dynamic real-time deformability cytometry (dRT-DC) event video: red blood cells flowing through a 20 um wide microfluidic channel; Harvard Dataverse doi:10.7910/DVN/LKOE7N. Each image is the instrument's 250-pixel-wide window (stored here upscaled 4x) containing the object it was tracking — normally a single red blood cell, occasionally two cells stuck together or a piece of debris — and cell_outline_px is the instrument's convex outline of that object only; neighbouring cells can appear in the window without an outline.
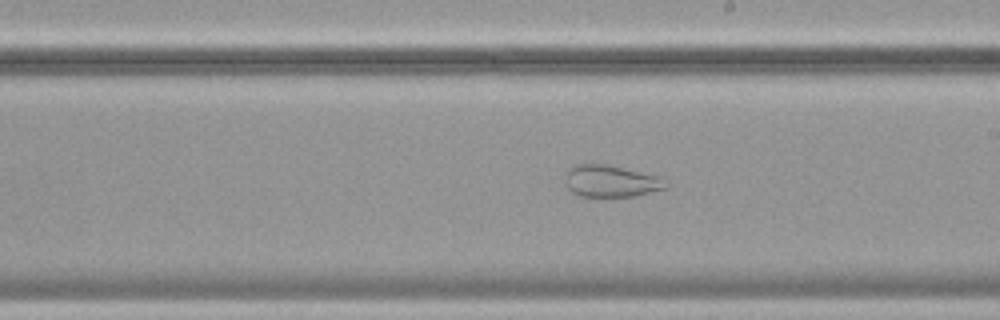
{"species": "common noctule bat (a hibernating species)", "species_latin": "Nyctalus noctula", "temperature_condition": "cold", "stored_images_in_passage": 56, "camera_frame_rate_fps": 3000, "um_per_image_px": 0.085, "animal": {"sex": "female", "body_mass_g": 19.9}, "frame": {"image": 1, "passage_image": 32, "time_ms": 10.333, "image_size_px": [1000, 320], "cell_outline_px": [[668, 188], [636, 196], [580, 196], [572, 192], [568, 188], [568, 168], [572, 164], [608, 164], [660, 176], [668, 184]], "centroid_in_image_um": [51.99, 15.39], "position_along_channel_um": 237.0, "area_um2": 18.67}}
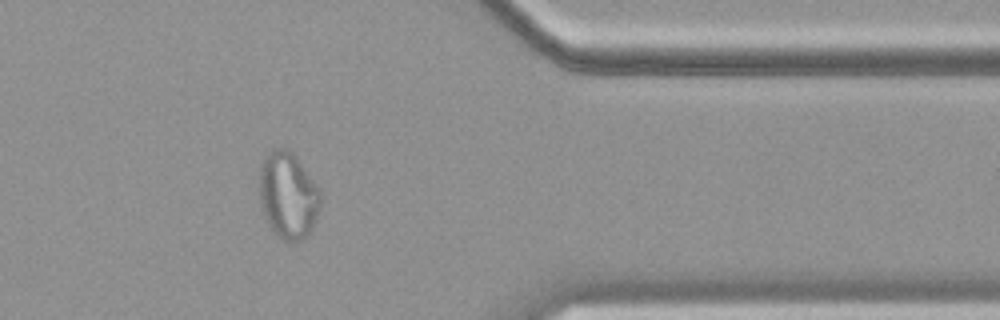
{"frame": {"image": 2, "passage_image": 46, "time_ms": 15.0, "image_size_px": [1000, 320], "cell_outline_px": [[320, 204], [316, 220], [308, 236], [304, 240], [292, 244], [284, 240], [268, 224], [264, 216], [260, 204], [260, 164], [264, 156], [268, 152], [276, 148], [284, 148], [292, 152], [296, 156], [320, 188]], "centroid_in_image_um": [24.5, 16.62], "position_along_channel_um": 386.9, "area_um2": 31.15}}
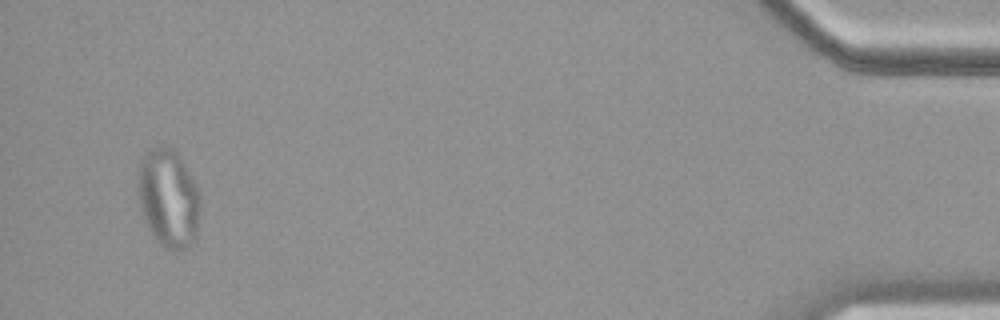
{"frame": {"image": 3, "passage_image": 54, "time_ms": 17.667, "image_size_px": [1000, 320], "cell_outline_px": [[200, 208], [196, 236], [188, 248], [180, 252], [172, 252], [160, 244], [152, 232], [144, 216], [140, 204], [140, 164], [144, 156], [152, 148], [172, 148], [180, 156], [196, 184], [200, 196]], "centroid_in_image_um": [14.39, 16.91], "position_along_channel_um": 420.8, "area_um2": 34.97}}